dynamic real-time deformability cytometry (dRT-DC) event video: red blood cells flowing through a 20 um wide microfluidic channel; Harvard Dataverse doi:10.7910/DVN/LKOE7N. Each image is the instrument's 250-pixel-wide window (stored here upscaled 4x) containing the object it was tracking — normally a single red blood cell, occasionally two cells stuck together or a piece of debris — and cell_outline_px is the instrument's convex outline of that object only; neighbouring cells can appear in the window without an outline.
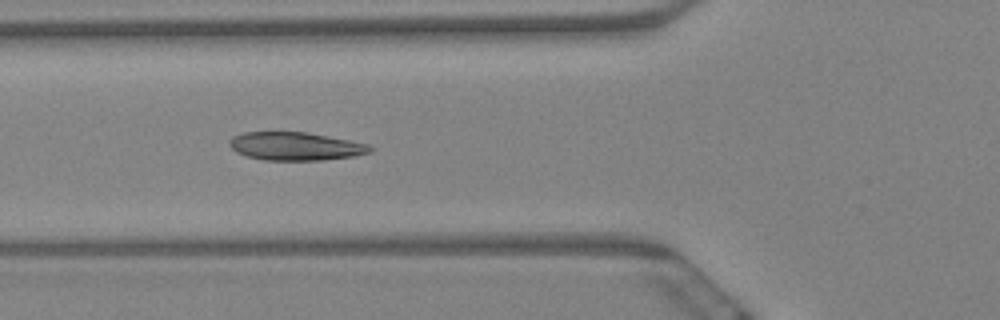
{"species": "Egyptian fruit bat (a non-hibernating species)", "species_latin": "Rousettus aegyptiacus", "temperature_condition": "warm", "stored_images_in_passage": 6, "camera_frame_rate_fps": 3000, "um_per_image_px": 0.085, "animal": {"sex": "female"}, "frame": {"image": 1, "passage_image": 5, "time_ms": 1.333, "image_size_px": [1000, 320], "cell_outline_px": [[376, 148], [372, 152], [356, 156], [324, 160], [264, 160], [248, 156], [236, 152], [228, 144], [228, 140], [232, 136], [244, 132], [308, 132], [368, 144]], "centroid_in_image_um": [25.14, 12.43], "position_along_channel_um": 100.7, "area_um2": 23.29}}
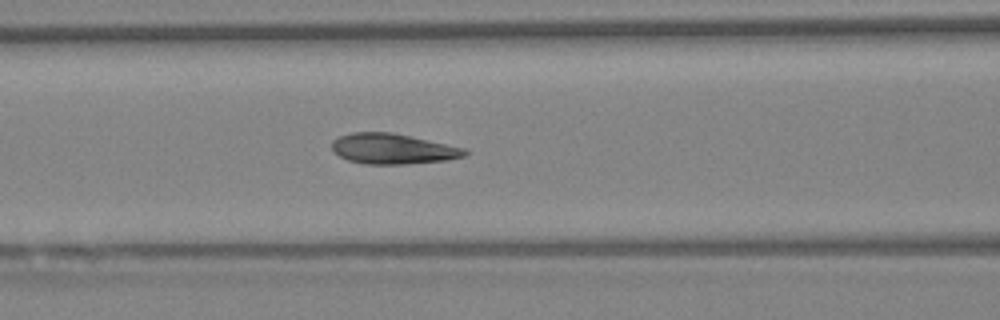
{"frame": {"image": 2, "passage_image": 6, "time_ms": 1.667, "image_size_px": [1000, 320], "cell_outline_px": [[468, 152], [464, 156], [448, 160], [404, 164], [364, 164], [348, 160], [340, 156], [332, 148], [332, 140], [340, 136], [352, 132], [392, 132], [464, 148]], "centroid_in_image_um": [33.37, 12.65], "position_along_channel_um": 133.2, "area_um2": 23.35}}